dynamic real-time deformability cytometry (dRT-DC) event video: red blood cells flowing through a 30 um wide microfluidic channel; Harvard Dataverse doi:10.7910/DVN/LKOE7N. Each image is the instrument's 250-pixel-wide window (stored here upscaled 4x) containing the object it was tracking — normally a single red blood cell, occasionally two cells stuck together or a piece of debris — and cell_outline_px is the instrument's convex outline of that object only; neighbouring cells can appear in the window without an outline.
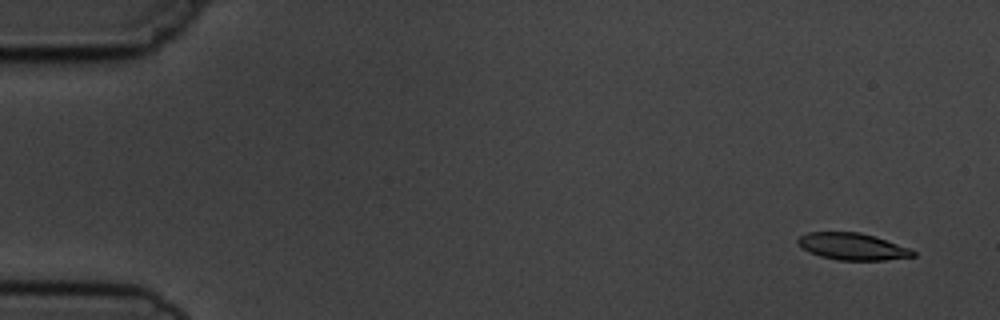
{"species": "common noctule bat (a hibernating species)", "species_latin": "Nyctalus noctula", "temperature_condition": "cold", "stored_images_in_passage": 6, "camera_frame_rate_fps": 3000, "um_per_image_px": 0.085, "animal": {"sex": "male", "body_mass_g": 19.5, "forearm_length_mm": 54.6}, "frame": {"image": 1, "passage_image": 1, "time_ms": 0.0, "image_size_px": [1000, 320], "cell_outline_px": [[916, 256], [884, 260], [836, 260], [820, 256], [804, 248], [796, 240], [800, 236], [808, 232], [860, 232], [876, 236], [912, 248], [916, 252]], "centroid_in_image_um": [72.54, 20.95], "position_along_channel_um": 12.5, "area_um2": 18.09}}
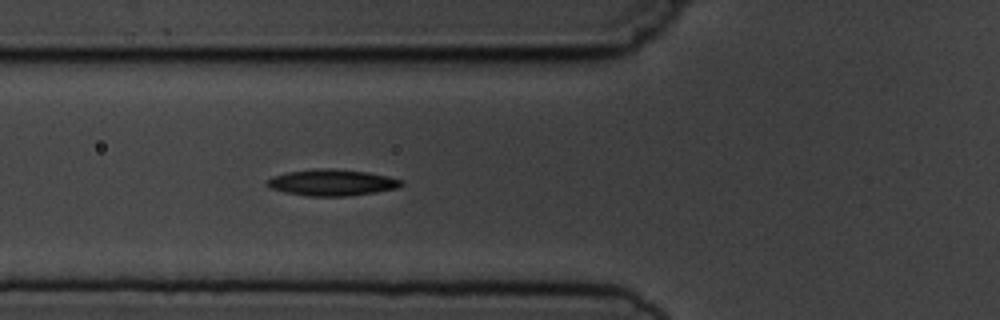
{"frame": {"image": 2, "passage_image": 6, "time_ms": 5.667, "image_size_px": [1000, 320], "cell_outline_px": [[404, 184], [396, 188], [376, 192], [348, 196], [304, 196], [284, 192], [272, 188], [264, 184], [272, 176], [288, 172], [316, 168], [328, 168], [368, 172], [388, 176], [404, 180]], "centroid_in_image_um": [28.22, 15.51], "position_along_channel_um": 97.6, "area_um2": 20.69}}